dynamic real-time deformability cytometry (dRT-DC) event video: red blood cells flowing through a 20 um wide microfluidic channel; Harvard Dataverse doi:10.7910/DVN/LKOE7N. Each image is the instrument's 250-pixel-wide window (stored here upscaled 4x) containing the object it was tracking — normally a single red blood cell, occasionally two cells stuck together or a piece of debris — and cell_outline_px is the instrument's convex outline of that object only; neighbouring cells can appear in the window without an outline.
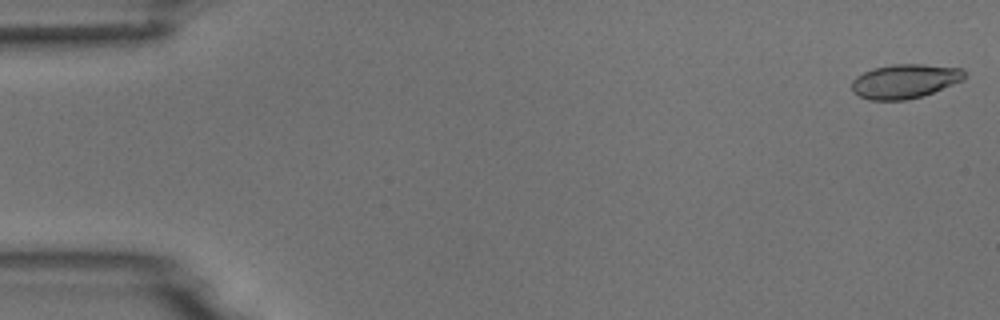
{"species": "common noctule bat (a hibernating species)", "species_latin": "Nyctalus noctula", "temperature_condition": "room temperature", "stored_images_in_passage": 5, "camera_frame_rate_fps": 3000, "um_per_image_px": 0.085, "animal": {"sex": "male", "body_mass_g": 18.8}, "frame": {"image": 1, "passage_image": 1, "time_ms": 0.0, "image_size_px": [1000, 320], "cell_outline_px": [[964, 80], [932, 92], [920, 96], [904, 100], [868, 100], [860, 96], [852, 88], [852, 80], [856, 76], [872, 68], [892, 64], [924, 64], [960, 68], [964, 72]], "centroid_in_image_um": [76.89, 6.89], "position_along_channel_um": 8.1, "area_um2": 22.25}}
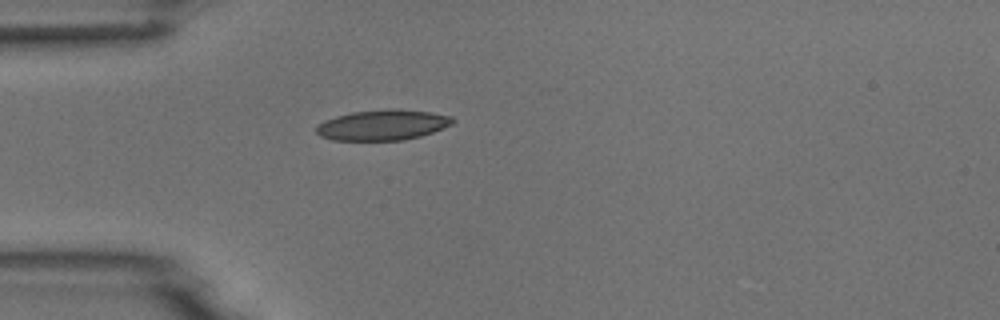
{"frame": {"image": 2, "passage_image": 5, "time_ms": 4.667, "image_size_px": [1000, 320], "cell_outline_px": [[456, 120], [452, 124], [444, 128], [420, 136], [404, 140], [332, 140], [320, 136], [316, 132], [316, 124], [324, 120], [336, 116], [352, 112], [388, 108], [400, 108], [428, 112], [452, 116]], "centroid_in_image_um": [32.52, 10.61], "position_along_channel_um": 52.5, "area_um2": 24.45}}